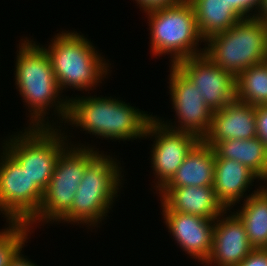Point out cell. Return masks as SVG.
<instances>
[{
  "instance_id": "obj_1",
  "label": "cell",
  "mask_w": 267,
  "mask_h": 266,
  "mask_svg": "<svg viewBox=\"0 0 267 266\" xmlns=\"http://www.w3.org/2000/svg\"><path fill=\"white\" fill-rule=\"evenodd\" d=\"M24 38L18 43L14 81L30 111L28 127H62L60 123L65 122L69 111V96L61 95L63 93L55 78L50 57L44 49L45 45ZM50 109H53L52 116L57 115L60 122L49 121L50 117L46 114H50ZM58 122L60 126H57Z\"/></svg>"
},
{
  "instance_id": "obj_2",
  "label": "cell",
  "mask_w": 267,
  "mask_h": 266,
  "mask_svg": "<svg viewBox=\"0 0 267 266\" xmlns=\"http://www.w3.org/2000/svg\"><path fill=\"white\" fill-rule=\"evenodd\" d=\"M113 96H79L69 98L64 123L79 127L96 138L110 140L143 139L149 121L154 117Z\"/></svg>"
},
{
  "instance_id": "obj_3",
  "label": "cell",
  "mask_w": 267,
  "mask_h": 266,
  "mask_svg": "<svg viewBox=\"0 0 267 266\" xmlns=\"http://www.w3.org/2000/svg\"><path fill=\"white\" fill-rule=\"evenodd\" d=\"M50 41L44 49L62 93L67 88L86 92L94 90L111 73V63L106 62L107 59L98 53L97 47L84 34L62 30Z\"/></svg>"
},
{
  "instance_id": "obj_4",
  "label": "cell",
  "mask_w": 267,
  "mask_h": 266,
  "mask_svg": "<svg viewBox=\"0 0 267 266\" xmlns=\"http://www.w3.org/2000/svg\"><path fill=\"white\" fill-rule=\"evenodd\" d=\"M102 152L104 151L86 166L72 207L58 223L83 224L87 225L86 227L92 226L93 229V226L97 227L108 216L116 197L119 196L118 192L121 193L119 190L123 187L122 182L125 179L122 172L125 171L117 158Z\"/></svg>"
},
{
  "instance_id": "obj_5",
  "label": "cell",
  "mask_w": 267,
  "mask_h": 266,
  "mask_svg": "<svg viewBox=\"0 0 267 266\" xmlns=\"http://www.w3.org/2000/svg\"><path fill=\"white\" fill-rule=\"evenodd\" d=\"M152 55H170V64L204 53L194 9L188 0L145 11ZM200 43V44H199Z\"/></svg>"
},
{
  "instance_id": "obj_6",
  "label": "cell",
  "mask_w": 267,
  "mask_h": 266,
  "mask_svg": "<svg viewBox=\"0 0 267 266\" xmlns=\"http://www.w3.org/2000/svg\"><path fill=\"white\" fill-rule=\"evenodd\" d=\"M204 47L205 55L236 77L267 57V22L257 17L242 19L210 36Z\"/></svg>"
},
{
  "instance_id": "obj_7",
  "label": "cell",
  "mask_w": 267,
  "mask_h": 266,
  "mask_svg": "<svg viewBox=\"0 0 267 266\" xmlns=\"http://www.w3.org/2000/svg\"><path fill=\"white\" fill-rule=\"evenodd\" d=\"M61 130L60 127H26L24 131L6 136L2 143L43 193L59 156L72 145L67 133Z\"/></svg>"
},
{
  "instance_id": "obj_8",
  "label": "cell",
  "mask_w": 267,
  "mask_h": 266,
  "mask_svg": "<svg viewBox=\"0 0 267 266\" xmlns=\"http://www.w3.org/2000/svg\"><path fill=\"white\" fill-rule=\"evenodd\" d=\"M82 144L72 143L59 156L52 178L43 193L39 211L27 223L31 229H34L36 223L44 225L58 222L71 209L86 166L101 152L88 143Z\"/></svg>"
},
{
  "instance_id": "obj_9",
  "label": "cell",
  "mask_w": 267,
  "mask_h": 266,
  "mask_svg": "<svg viewBox=\"0 0 267 266\" xmlns=\"http://www.w3.org/2000/svg\"><path fill=\"white\" fill-rule=\"evenodd\" d=\"M0 149V212L7 223H28L39 211L43 192L18 161L3 146Z\"/></svg>"
},
{
  "instance_id": "obj_10",
  "label": "cell",
  "mask_w": 267,
  "mask_h": 266,
  "mask_svg": "<svg viewBox=\"0 0 267 266\" xmlns=\"http://www.w3.org/2000/svg\"><path fill=\"white\" fill-rule=\"evenodd\" d=\"M169 67L167 87L170 89L168 93L176 113L175 121H165L157 115L154 117L169 129L192 133L203 140L210 129L213 111L201 98L196 86L175 65L170 64Z\"/></svg>"
},
{
  "instance_id": "obj_11",
  "label": "cell",
  "mask_w": 267,
  "mask_h": 266,
  "mask_svg": "<svg viewBox=\"0 0 267 266\" xmlns=\"http://www.w3.org/2000/svg\"><path fill=\"white\" fill-rule=\"evenodd\" d=\"M144 138L154 139L150 162L155 180L157 179L153 189L158 194L175 175L184 158L200 139L192 133L169 129L155 117L149 121Z\"/></svg>"
},
{
  "instance_id": "obj_12",
  "label": "cell",
  "mask_w": 267,
  "mask_h": 266,
  "mask_svg": "<svg viewBox=\"0 0 267 266\" xmlns=\"http://www.w3.org/2000/svg\"><path fill=\"white\" fill-rule=\"evenodd\" d=\"M174 65L196 86L212 111L223 109L236 99V77L204 53L182 59Z\"/></svg>"
},
{
  "instance_id": "obj_13",
  "label": "cell",
  "mask_w": 267,
  "mask_h": 266,
  "mask_svg": "<svg viewBox=\"0 0 267 266\" xmlns=\"http://www.w3.org/2000/svg\"><path fill=\"white\" fill-rule=\"evenodd\" d=\"M160 201L161 214L170 235L187 255L204 264L212 251L215 219L174 212Z\"/></svg>"
},
{
  "instance_id": "obj_14",
  "label": "cell",
  "mask_w": 267,
  "mask_h": 266,
  "mask_svg": "<svg viewBox=\"0 0 267 266\" xmlns=\"http://www.w3.org/2000/svg\"><path fill=\"white\" fill-rule=\"evenodd\" d=\"M228 212L215 219L213 246L206 266H238L254 250L243 221L235 212Z\"/></svg>"
},
{
  "instance_id": "obj_15",
  "label": "cell",
  "mask_w": 267,
  "mask_h": 266,
  "mask_svg": "<svg viewBox=\"0 0 267 266\" xmlns=\"http://www.w3.org/2000/svg\"><path fill=\"white\" fill-rule=\"evenodd\" d=\"M255 137L256 107L235 99L223 109L213 111L211 126L203 141L213 147L225 140Z\"/></svg>"
},
{
  "instance_id": "obj_16",
  "label": "cell",
  "mask_w": 267,
  "mask_h": 266,
  "mask_svg": "<svg viewBox=\"0 0 267 266\" xmlns=\"http://www.w3.org/2000/svg\"><path fill=\"white\" fill-rule=\"evenodd\" d=\"M215 153L200 140L184 158L171 180L158 192L162 200L173 188L213 186Z\"/></svg>"
},
{
  "instance_id": "obj_17",
  "label": "cell",
  "mask_w": 267,
  "mask_h": 266,
  "mask_svg": "<svg viewBox=\"0 0 267 266\" xmlns=\"http://www.w3.org/2000/svg\"><path fill=\"white\" fill-rule=\"evenodd\" d=\"M254 180L261 181L253 171L241 162L215 158L213 187L219 200L229 211L234 205L236 207L240 200L248 198L247 191L249 193L251 190L250 186H253Z\"/></svg>"
},
{
  "instance_id": "obj_18",
  "label": "cell",
  "mask_w": 267,
  "mask_h": 266,
  "mask_svg": "<svg viewBox=\"0 0 267 266\" xmlns=\"http://www.w3.org/2000/svg\"><path fill=\"white\" fill-rule=\"evenodd\" d=\"M162 201L174 212L217 219L228 210L219 200L213 186L173 188Z\"/></svg>"
},
{
  "instance_id": "obj_19",
  "label": "cell",
  "mask_w": 267,
  "mask_h": 266,
  "mask_svg": "<svg viewBox=\"0 0 267 266\" xmlns=\"http://www.w3.org/2000/svg\"><path fill=\"white\" fill-rule=\"evenodd\" d=\"M212 149L215 158L241 162L264 181L263 183L267 182V146L260 138L225 140L216 143Z\"/></svg>"
},
{
  "instance_id": "obj_20",
  "label": "cell",
  "mask_w": 267,
  "mask_h": 266,
  "mask_svg": "<svg viewBox=\"0 0 267 266\" xmlns=\"http://www.w3.org/2000/svg\"><path fill=\"white\" fill-rule=\"evenodd\" d=\"M265 185L252 191L241 204L243 206L234 211L243 221L254 249H267V183Z\"/></svg>"
},
{
  "instance_id": "obj_21",
  "label": "cell",
  "mask_w": 267,
  "mask_h": 266,
  "mask_svg": "<svg viewBox=\"0 0 267 266\" xmlns=\"http://www.w3.org/2000/svg\"><path fill=\"white\" fill-rule=\"evenodd\" d=\"M194 9L198 28L204 40L225 32L243 18L226 0H188Z\"/></svg>"
},
{
  "instance_id": "obj_22",
  "label": "cell",
  "mask_w": 267,
  "mask_h": 266,
  "mask_svg": "<svg viewBox=\"0 0 267 266\" xmlns=\"http://www.w3.org/2000/svg\"><path fill=\"white\" fill-rule=\"evenodd\" d=\"M236 99L251 106L267 105V66L260 63L236 76Z\"/></svg>"
},
{
  "instance_id": "obj_23",
  "label": "cell",
  "mask_w": 267,
  "mask_h": 266,
  "mask_svg": "<svg viewBox=\"0 0 267 266\" xmlns=\"http://www.w3.org/2000/svg\"><path fill=\"white\" fill-rule=\"evenodd\" d=\"M34 232L27 223L8 222L0 231V266H8Z\"/></svg>"
},
{
  "instance_id": "obj_24",
  "label": "cell",
  "mask_w": 267,
  "mask_h": 266,
  "mask_svg": "<svg viewBox=\"0 0 267 266\" xmlns=\"http://www.w3.org/2000/svg\"><path fill=\"white\" fill-rule=\"evenodd\" d=\"M226 1L243 19L257 17L263 2V0H226Z\"/></svg>"
},
{
  "instance_id": "obj_25",
  "label": "cell",
  "mask_w": 267,
  "mask_h": 266,
  "mask_svg": "<svg viewBox=\"0 0 267 266\" xmlns=\"http://www.w3.org/2000/svg\"><path fill=\"white\" fill-rule=\"evenodd\" d=\"M257 137L267 146V105L256 106Z\"/></svg>"
},
{
  "instance_id": "obj_26",
  "label": "cell",
  "mask_w": 267,
  "mask_h": 266,
  "mask_svg": "<svg viewBox=\"0 0 267 266\" xmlns=\"http://www.w3.org/2000/svg\"><path fill=\"white\" fill-rule=\"evenodd\" d=\"M238 266H267V249H254Z\"/></svg>"
},
{
  "instance_id": "obj_27",
  "label": "cell",
  "mask_w": 267,
  "mask_h": 266,
  "mask_svg": "<svg viewBox=\"0 0 267 266\" xmlns=\"http://www.w3.org/2000/svg\"><path fill=\"white\" fill-rule=\"evenodd\" d=\"M139 9L143 11L151 10L153 8L165 7L170 5H175L182 2L183 0H135Z\"/></svg>"
},
{
  "instance_id": "obj_28",
  "label": "cell",
  "mask_w": 267,
  "mask_h": 266,
  "mask_svg": "<svg viewBox=\"0 0 267 266\" xmlns=\"http://www.w3.org/2000/svg\"><path fill=\"white\" fill-rule=\"evenodd\" d=\"M23 252L24 251L21 249L10 261L8 266H38L36 263L32 262L31 259H28L27 256H24L22 254Z\"/></svg>"
},
{
  "instance_id": "obj_29",
  "label": "cell",
  "mask_w": 267,
  "mask_h": 266,
  "mask_svg": "<svg viewBox=\"0 0 267 266\" xmlns=\"http://www.w3.org/2000/svg\"><path fill=\"white\" fill-rule=\"evenodd\" d=\"M257 18L262 19L267 22V0H263Z\"/></svg>"
},
{
  "instance_id": "obj_30",
  "label": "cell",
  "mask_w": 267,
  "mask_h": 266,
  "mask_svg": "<svg viewBox=\"0 0 267 266\" xmlns=\"http://www.w3.org/2000/svg\"><path fill=\"white\" fill-rule=\"evenodd\" d=\"M263 63L267 66V57L265 58Z\"/></svg>"
}]
</instances>
